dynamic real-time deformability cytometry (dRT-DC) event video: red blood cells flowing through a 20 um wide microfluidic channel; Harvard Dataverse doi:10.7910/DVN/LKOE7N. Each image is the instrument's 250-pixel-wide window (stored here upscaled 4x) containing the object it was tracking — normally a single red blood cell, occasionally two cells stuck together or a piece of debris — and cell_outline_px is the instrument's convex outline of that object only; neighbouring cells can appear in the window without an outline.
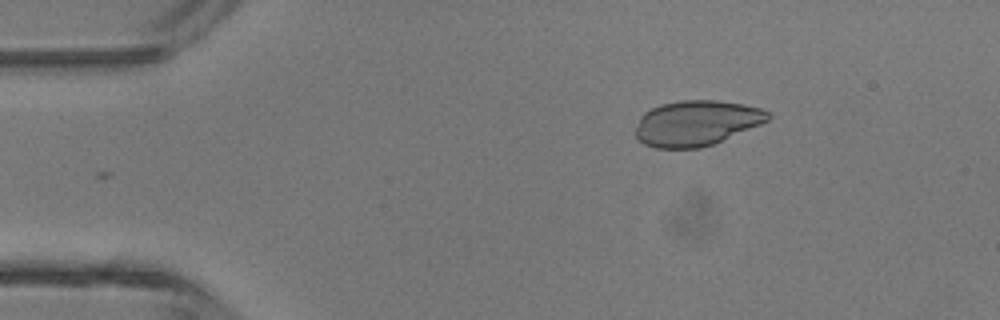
{"species": "common noctule bat (a hibernating species)", "species_latin": "Nyctalus noctula", "temperature_condition": "room temperature", "stored_images_in_passage": 4, "camera_frame_rate_fps": 3000, "um_per_image_px": 0.085, "animal": {"sex": "male", "body_mass_g": 13.3}, "frame": {"image": 1, "passage_image": 4, "time_ms": 3.667, "image_size_px": [1000, 320], "cell_outline_px": [[772, 116], [768, 120], [760, 124], [712, 144], [700, 148], [656, 148], [644, 144], [636, 136], [636, 128], [640, 116], [644, 112], [660, 104], [680, 100], [716, 100], [740, 104], [760, 108], [768, 112]], "centroid_in_image_um": [59.16, 10.46], "position_along_channel_um": 25.8, "area_um2": 34.68}}